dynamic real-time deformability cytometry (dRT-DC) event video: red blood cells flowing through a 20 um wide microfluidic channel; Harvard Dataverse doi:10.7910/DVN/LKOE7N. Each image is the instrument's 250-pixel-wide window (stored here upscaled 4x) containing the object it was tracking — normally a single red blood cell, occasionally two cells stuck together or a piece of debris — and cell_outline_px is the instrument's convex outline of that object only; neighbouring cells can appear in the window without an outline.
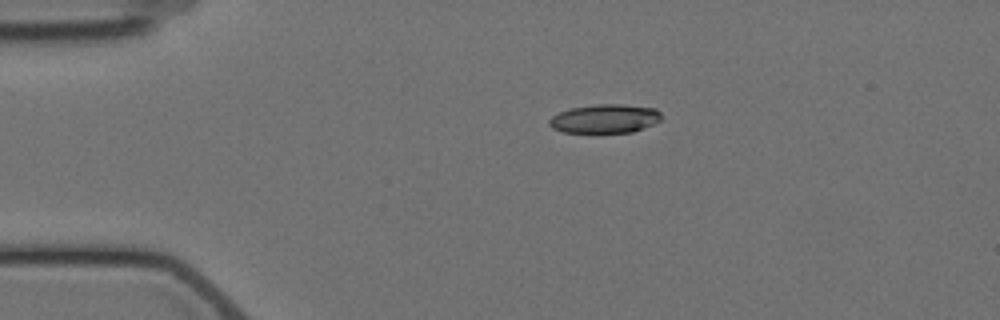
{"species": "Egyptian fruit bat (a non-hibernating species)", "species_latin": "Rousettus aegyptiacus", "temperature_condition": "cold", "stored_images_in_passage": 2, "camera_frame_rate_fps": 3000, "um_per_image_px": 0.085, "animal": {"sex": "female"}, "frame": {"image": 1, "passage_image": 1, "time_ms": 0.0, "image_size_px": [1000, 320], "cell_outline_px": [[660, 120], [652, 124], [632, 132], [564, 132], [552, 128], [548, 124], [548, 120], [552, 116], [568, 108], [596, 104], [620, 104], [656, 108], [660, 112]], "centroid_in_image_um": [51.38, 10.07], "position_along_channel_um": 33.6, "area_um2": 18.73}}